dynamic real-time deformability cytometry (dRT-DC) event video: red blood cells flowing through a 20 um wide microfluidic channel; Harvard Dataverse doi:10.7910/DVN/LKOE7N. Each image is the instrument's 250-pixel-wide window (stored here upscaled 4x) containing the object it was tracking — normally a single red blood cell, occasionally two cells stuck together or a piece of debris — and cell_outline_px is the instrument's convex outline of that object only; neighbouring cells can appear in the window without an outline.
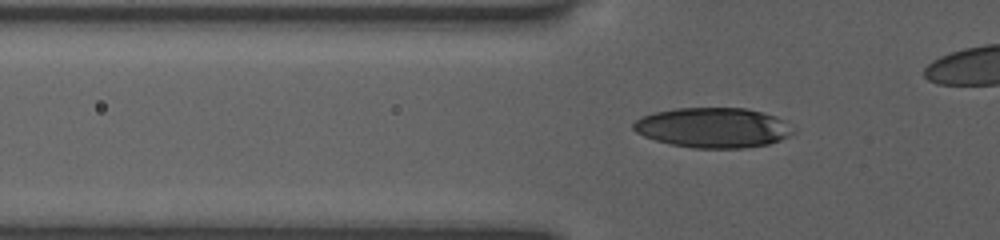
{"species": "human", "species_latin": "Homo sapiens", "temperature_condition": "room temperature", "stored_images_in_passage": 35, "camera_frame_rate_fps": 3000, "um_per_image_px": 0.085, "donor": {"sex": "female"}, "frame": {"image": 1, "passage_image": 7, "time_ms": 2.0, "image_size_px": [1000, 240], "cell_outline_px": [[792, 132], [788, 136], [780, 140], [768, 144], [744, 148], [692, 148], [672, 144], [656, 140], [644, 136], [636, 132], [632, 128], [632, 124], [640, 116], [652, 112], [676, 108], [748, 108], [776, 116]], "centroid_in_image_um": [60.52, 10.84], "position_along_channel_um": 65.3, "area_um2": 36.99}}
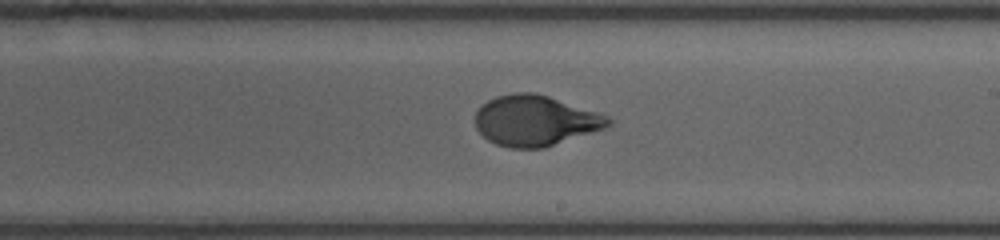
{"frame": {"image": 2, "passage_image": 21, "time_ms": 6.667, "image_size_px": [1000, 240], "cell_outline_px": [[612, 124], [604, 128], [544, 148], [508, 148], [496, 144], [488, 140], [476, 128], [476, 112], [488, 100], [496, 96], [512, 92], [536, 92], [608, 116], [612, 120]], "centroid_in_image_um": [45.48, 10.25], "position_along_channel_um": 243.5, "area_um2": 38.9}}
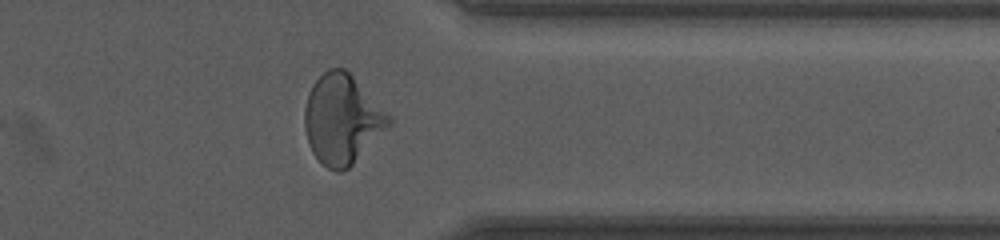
{"frame": {"image": 3, "passage_image": 32, "time_ms": 10.333, "image_size_px": [1000, 240], "cell_outline_px": [[392, 124], [348, 168], [340, 172], [336, 172], [328, 168], [312, 152], [308, 144], [304, 128], [304, 108], [308, 92], [312, 84], [328, 68], [344, 68], [392, 116]], "centroid_in_image_um": [29.07, 10.13], "position_along_channel_um": 382.3, "area_um2": 43.75}}